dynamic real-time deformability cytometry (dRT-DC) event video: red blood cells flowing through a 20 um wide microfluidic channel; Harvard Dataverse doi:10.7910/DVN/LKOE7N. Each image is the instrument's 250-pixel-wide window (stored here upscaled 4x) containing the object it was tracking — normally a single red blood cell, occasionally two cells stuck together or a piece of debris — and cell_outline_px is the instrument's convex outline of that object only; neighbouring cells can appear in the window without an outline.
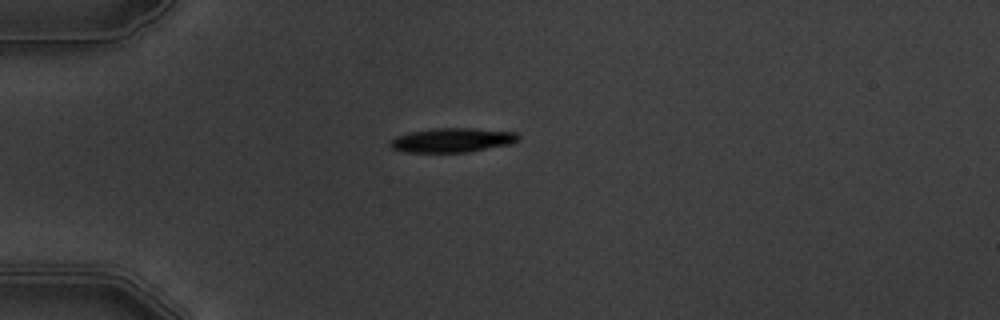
{"species": "common noctule bat (a hibernating species)", "species_latin": "Nyctalus noctula", "temperature_condition": "warm", "stored_images_in_passage": 3, "camera_frame_rate_fps": 3000, "um_per_image_px": 0.085, "animal": {"sex": "male", "body_mass_g": 19.5, "forearm_length_mm": 54.6}, "frame": {"image": 1, "passage_image": 1, "time_ms": 0.0, "image_size_px": [1000, 320], "cell_outline_px": [[520, 140], [512, 144], [468, 152], [408, 152], [392, 148], [388, 144], [396, 136], [412, 132], [436, 128], [472, 128], [516, 132], [520, 136]], "centroid_in_image_um": [38.51, 11.91], "position_along_channel_um": 46.5, "area_um2": 18.09}}